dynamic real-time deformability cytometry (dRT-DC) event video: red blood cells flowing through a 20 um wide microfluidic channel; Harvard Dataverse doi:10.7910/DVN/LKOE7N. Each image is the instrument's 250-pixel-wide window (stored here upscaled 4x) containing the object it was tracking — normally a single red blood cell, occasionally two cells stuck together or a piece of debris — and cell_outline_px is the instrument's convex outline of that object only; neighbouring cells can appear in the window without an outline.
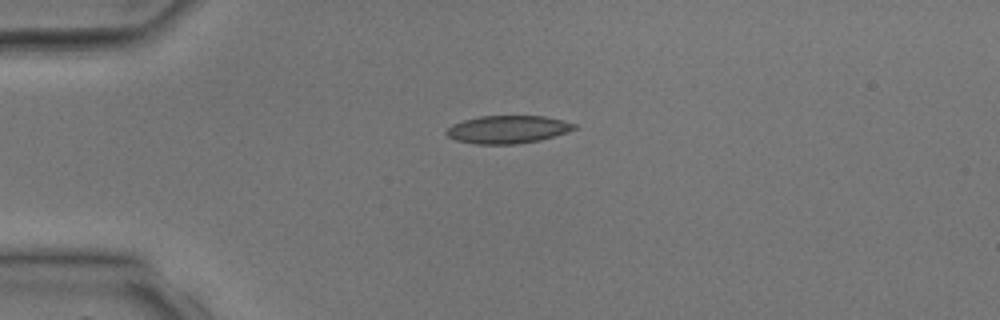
{"species": "common noctule bat (a hibernating species)", "species_latin": "Nyctalus noctula", "temperature_condition": "room temperature", "stored_images_in_passage": 2, "camera_frame_rate_fps": 3000, "um_per_image_px": 0.085, "animal": {"sex": "male", "body_mass_g": 17.9, "forearm_length_mm": 54.2}, "frame": {"image": 1, "passage_image": 1, "time_ms": 0.0, "image_size_px": [1000, 320], "cell_outline_px": [[576, 128], [540, 140], [516, 144], [476, 144], [456, 140], [448, 136], [444, 132], [452, 124], [464, 120], [480, 116], [544, 116], [576, 124]], "centroid_in_image_um": [43.1, 11.0], "position_along_channel_um": 41.9, "area_um2": 20.46}}